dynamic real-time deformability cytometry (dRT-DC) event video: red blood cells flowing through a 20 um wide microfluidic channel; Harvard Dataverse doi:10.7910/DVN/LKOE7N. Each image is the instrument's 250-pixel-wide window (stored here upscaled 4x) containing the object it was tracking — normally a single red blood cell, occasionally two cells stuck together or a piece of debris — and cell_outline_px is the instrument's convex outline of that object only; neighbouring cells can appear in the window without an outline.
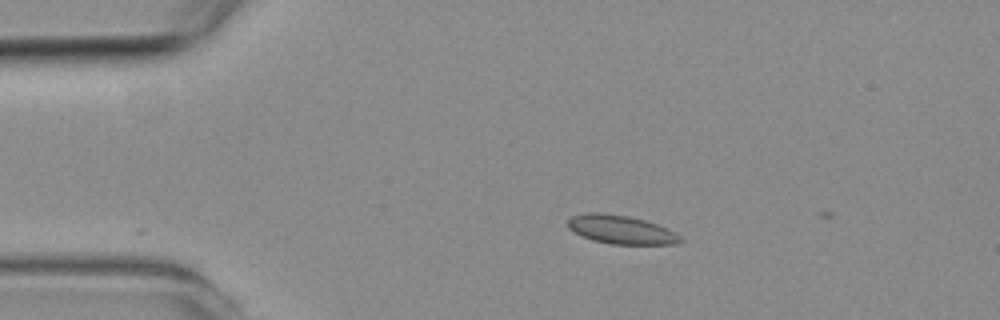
{"species": "common noctule bat (a hibernating species)", "species_latin": "Nyctalus noctula", "temperature_condition": "room temperature", "stored_images_in_passage": 6, "camera_frame_rate_fps": 3000, "um_per_image_px": 0.085, "animal": {"sex": "female", "body_mass_g": 19.3, "forearm_length_mm": 54.1}, "frame": {"image": 1, "passage_image": 3, "time_ms": 2.333, "image_size_px": [1000, 320], "cell_outline_px": [[684, 240], [680, 244], [612, 244], [592, 240], [580, 236], [572, 232], [568, 228], [568, 220], [572, 216], [584, 212], [600, 212], [628, 216], [644, 220], [668, 228], [680, 236]], "centroid_in_image_um": [52.76, 19.52], "position_along_channel_um": 32.2, "area_um2": 18.96}}
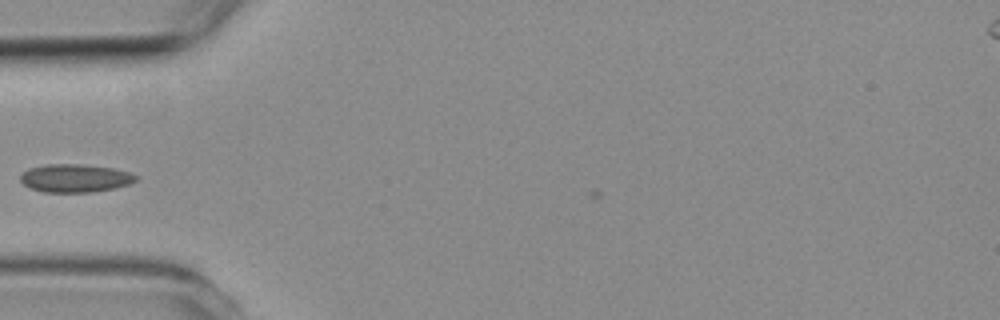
{"frame": {"image": 2, "passage_image": 5, "time_ms": 4.667, "image_size_px": [1000, 320], "cell_outline_px": [[140, 176], [136, 180], [128, 184], [116, 188], [92, 192], [44, 192], [28, 188], [20, 180], [20, 176], [28, 168], [44, 164], [84, 164], [112, 168], [128, 172]], "centroid_in_image_um": [6.37, 15.14], "position_along_channel_um": 78.6, "area_um2": 19.07}}
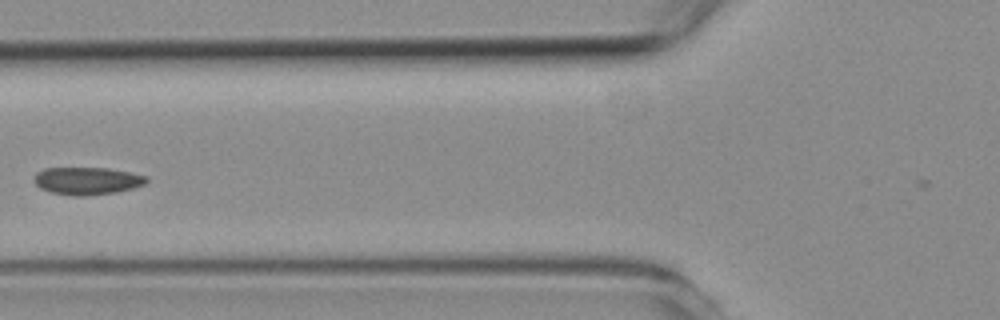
{"frame": {"image": 3, "passage_image": 6, "time_ms": 5.667, "image_size_px": [1000, 320], "cell_outline_px": [[148, 180], [144, 184], [132, 188], [116, 192], [84, 196], [72, 196], [52, 192], [40, 188], [36, 184], [36, 172], [44, 168], [108, 168], [148, 176]], "centroid_in_image_um": [7.42, 15.37], "position_along_channel_um": 118.4, "area_um2": 17.86}}